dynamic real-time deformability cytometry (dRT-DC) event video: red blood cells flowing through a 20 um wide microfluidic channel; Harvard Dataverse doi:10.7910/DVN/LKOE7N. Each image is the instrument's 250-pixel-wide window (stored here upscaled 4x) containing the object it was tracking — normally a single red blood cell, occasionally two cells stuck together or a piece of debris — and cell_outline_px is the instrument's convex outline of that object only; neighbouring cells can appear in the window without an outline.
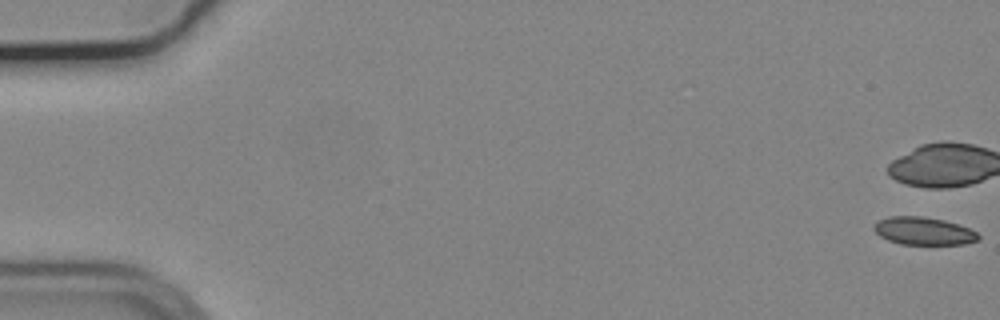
{"species": "common noctule bat (a hibernating species)", "species_latin": "Nyctalus noctula", "temperature_condition": "cold", "stored_images_in_passage": 56, "camera_frame_rate_fps": 3000, "um_per_image_px": 0.085, "animal": {"sex": "male", "body_mass_g": 19.2, "forearm_length_mm": 51.8}, "frame": {"image": 1, "passage_image": 1, "time_ms": 0.0, "image_size_px": [1000, 320], "cell_outline_px": [[980, 240], [964, 244], [900, 244], [888, 240], [880, 236], [872, 228], [880, 220], [888, 216], [924, 216], [944, 220], [968, 228], [976, 232], [980, 236]], "centroid_in_image_um": [78.51, 19.64], "position_along_channel_um": 6.5, "area_um2": 16.82}}